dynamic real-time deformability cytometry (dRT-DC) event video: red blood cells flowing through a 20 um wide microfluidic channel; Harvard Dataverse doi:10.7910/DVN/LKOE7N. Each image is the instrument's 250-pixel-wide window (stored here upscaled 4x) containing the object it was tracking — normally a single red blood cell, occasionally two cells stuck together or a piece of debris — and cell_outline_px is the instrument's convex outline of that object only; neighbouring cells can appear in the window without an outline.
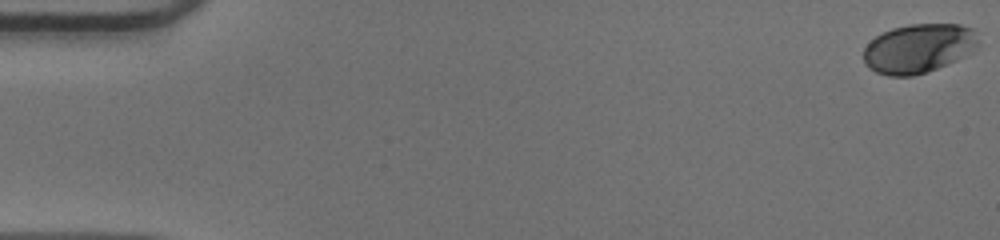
{"species": "human", "species_latin": "Homo sapiens", "temperature_condition": "warm", "stored_images_in_passage": 52, "camera_frame_rate_fps": 3000, "um_per_image_px": 0.085, "donor": {"sex": "male"}, "frame": {"image": 1, "passage_image": 1, "time_ms": 0.0, "image_size_px": [1000, 240], "cell_outline_px": [[980, 40], [972, 52], [956, 60], [936, 68], [912, 76], [888, 76], [876, 72], [868, 68], [864, 64], [864, 48], [876, 36], [892, 28], [908, 24], [960, 24], [972, 28]], "centroid_in_image_um": [78.07, 4.1], "position_along_channel_um": 6.9, "area_um2": 32.83}}
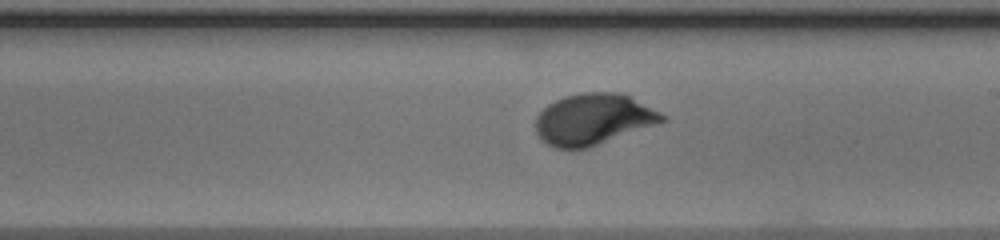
{"frame": {"image": 2, "passage_image": 30, "time_ms": 9.667, "image_size_px": [1000, 240], "cell_outline_px": [[668, 120], [588, 148], [556, 148], [540, 140], [536, 132], [536, 116], [548, 104], [564, 96], [584, 92], [624, 92], [668, 116]], "centroid_in_image_um": [50.46, 10.12], "position_along_channel_um": 238.5, "area_um2": 37.92}}
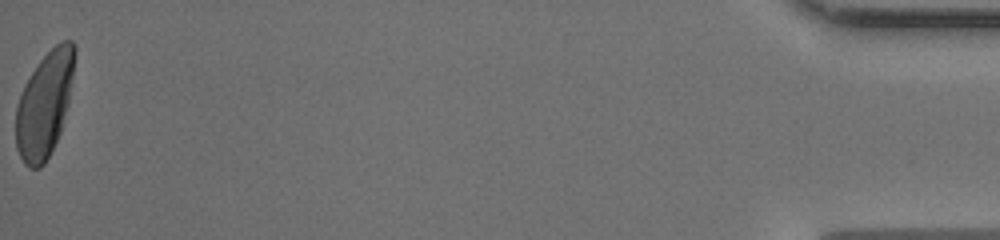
{"frame": {"image": 3, "passage_image": 52, "time_ms": 17.0, "image_size_px": [1000, 240], "cell_outline_px": [[76, 52], [68, 104], [60, 132], [44, 164], [40, 168], [28, 168], [24, 164], [16, 148], [16, 108], [24, 84], [40, 60], [60, 40], [72, 40], [76, 44]], "centroid_in_image_um": [3.79, 8.86], "position_along_channel_um": 431.4, "area_um2": 35.84}, "authors_computed_cell_mechanics": {"area_um2": 35.8649, "velocity_mm_per_s": 3.9801, "shape_relaxation_time_tau1_ms": 2.9484, "shape_relaxation_time_tau2_ms": null, "deformation_change_tau1": 0.1674, "deformation_change_tau2": null}}